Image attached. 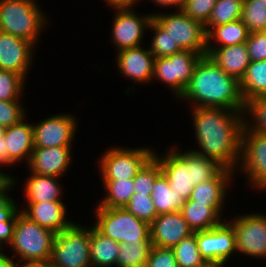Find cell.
Masks as SVG:
<instances>
[{
  "mask_svg": "<svg viewBox=\"0 0 266 267\" xmlns=\"http://www.w3.org/2000/svg\"><path fill=\"white\" fill-rule=\"evenodd\" d=\"M192 109L196 139L203 150L192 151L234 172L241 159L243 111L220 107Z\"/></svg>",
  "mask_w": 266,
  "mask_h": 267,
  "instance_id": "6da1fadb",
  "label": "cell"
},
{
  "mask_svg": "<svg viewBox=\"0 0 266 267\" xmlns=\"http://www.w3.org/2000/svg\"><path fill=\"white\" fill-rule=\"evenodd\" d=\"M194 107H220L244 111L240 82L226 74L208 55L197 62L192 78L180 96Z\"/></svg>",
  "mask_w": 266,
  "mask_h": 267,
  "instance_id": "7a4b0ae2",
  "label": "cell"
},
{
  "mask_svg": "<svg viewBox=\"0 0 266 267\" xmlns=\"http://www.w3.org/2000/svg\"><path fill=\"white\" fill-rule=\"evenodd\" d=\"M167 152L162 158L153 152V157L158 161L162 173L168 179L170 188L185 200L190 198L196 185L212 179L223 168L216 161L192 150L180 152V150L171 148Z\"/></svg>",
  "mask_w": 266,
  "mask_h": 267,
  "instance_id": "3957f363",
  "label": "cell"
},
{
  "mask_svg": "<svg viewBox=\"0 0 266 267\" xmlns=\"http://www.w3.org/2000/svg\"><path fill=\"white\" fill-rule=\"evenodd\" d=\"M35 0H0V31L34 45L48 23Z\"/></svg>",
  "mask_w": 266,
  "mask_h": 267,
  "instance_id": "277c9868",
  "label": "cell"
},
{
  "mask_svg": "<svg viewBox=\"0 0 266 267\" xmlns=\"http://www.w3.org/2000/svg\"><path fill=\"white\" fill-rule=\"evenodd\" d=\"M56 233L40 226L21 211L17 215L12 243L9 245L21 262L50 260Z\"/></svg>",
  "mask_w": 266,
  "mask_h": 267,
  "instance_id": "5b68a950",
  "label": "cell"
},
{
  "mask_svg": "<svg viewBox=\"0 0 266 267\" xmlns=\"http://www.w3.org/2000/svg\"><path fill=\"white\" fill-rule=\"evenodd\" d=\"M94 227L117 243L151 241L150 224L138 219L125 208L97 206Z\"/></svg>",
  "mask_w": 266,
  "mask_h": 267,
  "instance_id": "8992f818",
  "label": "cell"
},
{
  "mask_svg": "<svg viewBox=\"0 0 266 267\" xmlns=\"http://www.w3.org/2000/svg\"><path fill=\"white\" fill-rule=\"evenodd\" d=\"M50 260L61 267H92L89 229L74 222L56 233Z\"/></svg>",
  "mask_w": 266,
  "mask_h": 267,
  "instance_id": "52a82bcc",
  "label": "cell"
},
{
  "mask_svg": "<svg viewBox=\"0 0 266 267\" xmlns=\"http://www.w3.org/2000/svg\"><path fill=\"white\" fill-rule=\"evenodd\" d=\"M153 19L167 31L174 43H177L183 51L207 55V33L202 23L192 19L182 10L173 14L154 13Z\"/></svg>",
  "mask_w": 266,
  "mask_h": 267,
  "instance_id": "ba28073f",
  "label": "cell"
},
{
  "mask_svg": "<svg viewBox=\"0 0 266 267\" xmlns=\"http://www.w3.org/2000/svg\"><path fill=\"white\" fill-rule=\"evenodd\" d=\"M202 55L194 51H181L168 57L154 60V75L174 91L178 98L192 78L194 68Z\"/></svg>",
  "mask_w": 266,
  "mask_h": 267,
  "instance_id": "9c48e42d",
  "label": "cell"
},
{
  "mask_svg": "<svg viewBox=\"0 0 266 267\" xmlns=\"http://www.w3.org/2000/svg\"><path fill=\"white\" fill-rule=\"evenodd\" d=\"M149 148H110L99 160L102 180L132 179L153 156Z\"/></svg>",
  "mask_w": 266,
  "mask_h": 267,
  "instance_id": "30bf717a",
  "label": "cell"
},
{
  "mask_svg": "<svg viewBox=\"0 0 266 267\" xmlns=\"http://www.w3.org/2000/svg\"><path fill=\"white\" fill-rule=\"evenodd\" d=\"M233 219L229 223L234 228L236 250L247 256L266 258V215L254 213Z\"/></svg>",
  "mask_w": 266,
  "mask_h": 267,
  "instance_id": "8fae6325",
  "label": "cell"
},
{
  "mask_svg": "<svg viewBox=\"0 0 266 267\" xmlns=\"http://www.w3.org/2000/svg\"><path fill=\"white\" fill-rule=\"evenodd\" d=\"M196 241L201 257L221 266L237 251L234 228L227 221L208 230L196 231Z\"/></svg>",
  "mask_w": 266,
  "mask_h": 267,
  "instance_id": "7c38bea8",
  "label": "cell"
},
{
  "mask_svg": "<svg viewBox=\"0 0 266 267\" xmlns=\"http://www.w3.org/2000/svg\"><path fill=\"white\" fill-rule=\"evenodd\" d=\"M239 168L258 190L266 189V135L255 131L242 132Z\"/></svg>",
  "mask_w": 266,
  "mask_h": 267,
  "instance_id": "4fadbf2b",
  "label": "cell"
},
{
  "mask_svg": "<svg viewBox=\"0 0 266 267\" xmlns=\"http://www.w3.org/2000/svg\"><path fill=\"white\" fill-rule=\"evenodd\" d=\"M112 8L117 12L112 23V42L116 44L117 52L141 46L144 30L149 27L153 14L139 16L131 6Z\"/></svg>",
  "mask_w": 266,
  "mask_h": 267,
  "instance_id": "5bb4252c",
  "label": "cell"
},
{
  "mask_svg": "<svg viewBox=\"0 0 266 267\" xmlns=\"http://www.w3.org/2000/svg\"><path fill=\"white\" fill-rule=\"evenodd\" d=\"M76 123L74 116L58 114L33 124L34 148L72 146Z\"/></svg>",
  "mask_w": 266,
  "mask_h": 267,
  "instance_id": "9a60e30c",
  "label": "cell"
},
{
  "mask_svg": "<svg viewBox=\"0 0 266 267\" xmlns=\"http://www.w3.org/2000/svg\"><path fill=\"white\" fill-rule=\"evenodd\" d=\"M33 48V43L0 31V70L17 73L25 80Z\"/></svg>",
  "mask_w": 266,
  "mask_h": 267,
  "instance_id": "2e32d148",
  "label": "cell"
},
{
  "mask_svg": "<svg viewBox=\"0 0 266 267\" xmlns=\"http://www.w3.org/2000/svg\"><path fill=\"white\" fill-rule=\"evenodd\" d=\"M192 233L194 232L180 211L157 215L150 224V239L153 246L173 248Z\"/></svg>",
  "mask_w": 266,
  "mask_h": 267,
  "instance_id": "e0dca14e",
  "label": "cell"
},
{
  "mask_svg": "<svg viewBox=\"0 0 266 267\" xmlns=\"http://www.w3.org/2000/svg\"><path fill=\"white\" fill-rule=\"evenodd\" d=\"M117 66L122 75L145 84L153 79L155 57L142 46L124 49L117 54Z\"/></svg>",
  "mask_w": 266,
  "mask_h": 267,
  "instance_id": "ac0fdd59",
  "label": "cell"
},
{
  "mask_svg": "<svg viewBox=\"0 0 266 267\" xmlns=\"http://www.w3.org/2000/svg\"><path fill=\"white\" fill-rule=\"evenodd\" d=\"M71 146L34 148L28 167L30 173L46 176H62L71 161Z\"/></svg>",
  "mask_w": 266,
  "mask_h": 267,
  "instance_id": "d6986e66",
  "label": "cell"
},
{
  "mask_svg": "<svg viewBox=\"0 0 266 267\" xmlns=\"http://www.w3.org/2000/svg\"><path fill=\"white\" fill-rule=\"evenodd\" d=\"M28 208L21 212L42 227L60 233L73 222L66 219V208L62 201L27 202Z\"/></svg>",
  "mask_w": 266,
  "mask_h": 267,
  "instance_id": "ffe728a7",
  "label": "cell"
},
{
  "mask_svg": "<svg viewBox=\"0 0 266 267\" xmlns=\"http://www.w3.org/2000/svg\"><path fill=\"white\" fill-rule=\"evenodd\" d=\"M4 138L8 151V165L24 160V158L29 163L34 149L33 124H28L24 118L21 122L7 127Z\"/></svg>",
  "mask_w": 266,
  "mask_h": 267,
  "instance_id": "44dd1931",
  "label": "cell"
},
{
  "mask_svg": "<svg viewBox=\"0 0 266 267\" xmlns=\"http://www.w3.org/2000/svg\"><path fill=\"white\" fill-rule=\"evenodd\" d=\"M207 55L226 74L236 78L239 82L250 63L245 43L220 48H207Z\"/></svg>",
  "mask_w": 266,
  "mask_h": 267,
  "instance_id": "7402d4cb",
  "label": "cell"
},
{
  "mask_svg": "<svg viewBox=\"0 0 266 267\" xmlns=\"http://www.w3.org/2000/svg\"><path fill=\"white\" fill-rule=\"evenodd\" d=\"M232 170L222 168L212 179L196 185L189 200L205 204L206 206H223L226 198V188L231 183Z\"/></svg>",
  "mask_w": 266,
  "mask_h": 267,
  "instance_id": "603a6c76",
  "label": "cell"
},
{
  "mask_svg": "<svg viewBox=\"0 0 266 267\" xmlns=\"http://www.w3.org/2000/svg\"><path fill=\"white\" fill-rule=\"evenodd\" d=\"M223 206H206L193 200H186L180 212L188 226L195 231L208 230L223 222Z\"/></svg>",
  "mask_w": 266,
  "mask_h": 267,
  "instance_id": "cb8c5ba5",
  "label": "cell"
},
{
  "mask_svg": "<svg viewBox=\"0 0 266 267\" xmlns=\"http://www.w3.org/2000/svg\"><path fill=\"white\" fill-rule=\"evenodd\" d=\"M120 243L90 228V261L92 267L116 266Z\"/></svg>",
  "mask_w": 266,
  "mask_h": 267,
  "instance_id": "d4e9b609",
  "label": "cell"
},
{
  "mask_svg": "<svg viewBox=\"0 0 266 267\" xmlns=\"http://www.w3.org/2000/svg\"><path fill=\"white\" fill-rule=\"evenodd\" d=\"M25 183L27 202L61 201V187L56 176L31 173Z\"/></svg>",
  "mask_w": 266,
  "mask_h": 267,
  "instance_id": "484cf974",
  "label": "cell"
},
{
  "mask_svg": "<svg viewBox=\"0 0 266 267\" xmlns=\"http://www.w3.org/2000/svg\"><path fill=\"white\" fill-rule=\"evenodd\" d=\"M249 30L241 19L214 26L207 33V48H220L245 43L249 37ZM215 40L217 46H213L211 41ZM211 43V44H210ZM219 43V44H218Z\"/></svg>",
  "mask_w": 266,
  "mask_h": 267,
  "instance_id": "4316f807",
  "label": "cell"
},
{
  "mask_svg": "<svg viewBox=\"0 0 266 267\" xmlns=\"http://www.w3.org/2000/svg\"><path fill=\"white\" fill-rule=\"evenodd\" d=\"M150 196L157 215L180 211L186 201L170 188L163 173L155 180Z\"/></svg>",
  "mask_w": 266,
  "mask_h": 267,
  "instance_id": "83f0119b",
  "label": "cell"
},
{
  "mask_svg": "<svg viewBox=\"0 0 266 267\" xmlns=\"http://www.w3.org/2000/svg\"><path fill=\"white\" fill-rule=\"evenodd\" d=\"M243 100L266 96V60L250 61L243 78L240 80Z\"/></svg>",
  "mask_w": 266,
  "mask_h": 267,
  "instance_id": "f1b7e54d",
  "label": "cell"
},
{
  "mask_svg": "<svg viewBox=\"0 0 266 267\" xmlns=\"http://www.w3.org/2000/svg\"><path fill=\"white\" fill-rule=\"evenodd\" d=\"M152 246L151 241L120 243L116 267H145Z\"/></svg>",
  "mask_w": 266,
  "mask_h": 267,
  "instance_id": "f546056e",
  "label": "cell"
},
{
  "mask_svg": "<svg viewBox=\"0 0 266 267\" xmlns=\"http://www.w3.org/2000/svg\"><path fill=\"white\" fill-rule=\"evenodd\" d=\"M103 184L107 194L98 206L104 208H124L128 204L130 196L134 193L133 178L103 180Z\"/></svg>",
  "mask_w": 266,
  "mask_h": 267,
  "instance_id": "4dcf8cb0",
  "label": "cell"
},
{
  "mask_svg": "<svg viewBox=\"0 0 266 267\" xmlns=\"http://www.w3.org/2000/svg\"><path fill=\"white\" fill-rule=\"evenodd\" d=\"M244 0H217L205 25L206 33L214 26L241 19Z\"/></svg>",
  "mask_w": 266,
  "mask_h": 267,
  "instance_id": "1f68e13d",
  "label": "cell"
},
{
  "mask_svg": "<svg viewBox=\"0 0 266 267\" xmlns=\"http://www.w3.org/2000/svg\"><path fill=\"white\" fill-rule=\"evenodd\" d=\"M249 32L266 31V4L263 0H244L241 16Z\"/></svg>",
  "mask_w": 266,
  "mask_h": 267,
  "instance_id": "d6a6232c",
  "label": "cell"
},
{
  "mask_svg": "<svg viewBox=\"0 0 266 267\" xmlns=\"http://www.w3.org/2000/svg\"><path fill=\"white\" fill-rule=\"evenodd\" d=\"M149 28L154 31V37L149 48L151 54L156 58L168 57L175 53L183 51L167 31L164 30L154 19H152Z\"/></svg>",
  "mask_w": 266,
  "mask_h": 267,
  "instance_id": "836d02e7",
  "label": "cell"
},
{
  "mask_svg": "<svg viewBox=\"0 0 266 267\" xmlns=\"http://www.w3.org/2000/svg\"><path fill=\"white\" fill-rule=\"evenodd\" d=\"M172 249L175 253L178 267H192L199 265L205 261L201 257L197 246L196 231L190 236L182 239Z\"/></svg>",
  "mask_w": 266,
  "mask_h": 267,
  "instance_id": "e575fe53",
  "label": "cell"
},
{
  "mask_svg": "<svg viewBox=\"0 0 266 267\" xmlns=\"http://www.w3.org/2000/svg\"><path fill=\"white\" fill-rule=\"evenodd\" d=\"M162 174L158 161L152 156L137 172L133 178L134 193L151 194L155 180Z\"/></svg>",
  "mask_w": 266,
  "mask_h": 267,
  "instance_id": "d590c367",
  "label": "cell"
},
{
  "mask_svg": "<svg viewBox=\"0 0 266 267\" xmlns=\"http://www.w3.org/2000/svg\"><path fill=\"white\" fill-rule=\"evenodd\" d=\"M245 112H250L254 125L248 123L249 120L246 121V118H244L243 131H255L266 135V96H258L247 100L243 113Z\"/></svg>",
  "mask_w": 266,
  "mask_h": 267,
  "instance_id": "8d00e7d4",
  "label": "cell"
},
{
  "mask_svg": "<svg viewBox=\"0 0 266 267\" xmlns=\"http://www.w3.org/2000/svg\"><path fill=\"white\" fill-rule=\"evenodd\" d=\"M124 208L138 219L149 224H151L157 216L150 194L140 195L133 193L130 196L128 204Z\"/></svg>",
  "mask_w": 266,
  "mask_h": 267,
  "instance_id": "74e56055",
  "label": "cell"
},
{
  "mask_svg": "<svg viewBox=\"0 0 266 267\" xmlns=\"http://www.w3.org/2000/svg\"><path fill=\"white\" fill-rule=\"evenodd\" d=\"M25 80L17 73L0 70V100H19Z\"/></svg>",
  "mask_w": 266,
  "mask_h": 267,
  "instance_id": "f35d334b",
  "label": "cell"
},
{
  "mask_svg": "<svg viewBox=\"0 0 266 267\" xmlns=\"http://www.w3.org/2000/svg\"><path fill=\"white\" fill-rule=\"evenodd\" d=\"M216 1L217 0H184L181 10L189 17L199 21L205 26L211 16Z\"/></svg>",
  "mask_w": 266,
  "mask_h": 267,
  "instance_id": "ab89813d",
  "label": "cell"
},
{
  "mask_svg": "<svg viewBox=\"0 0 266 267\" xmlns=\"http://www.w3.org/2000/svg\"><path fill=\"white\" fill-rule=\"evenodd\" d=\"M24 117L25 111L19 100H0V125L10 127L21 122Z\"/></svg>",
  "mask_w": 266,
  "mask_h": 267,
  "instance_id": "60d3db41",
  "label": "cell"
},
{
  "mask_svg": "<svg viewBox=\"0 0 266 267\" xmlns=\"http://www.w3.org/2000/svg\"><path fill=\"white\" fill-rule=\"evenodd\" d=\"M145 267H178L173 249L152 246Z\"/></svg>",
  "mask_w": 266,
  "mask_h": 267,
  "instance_id": "b9f144b4",
  "label": "cell"
},
{
  "mask_svg": "<svg viewBox=\"0 0 266 267\" xmlns=\"http://www.w3.org/2000/svg\"><path fill=\"white\" fill-rule=\"evenodd\" d=\"M245 44L250 61L266 60V31L251 32Z\"/></svg>",
  "mask_w": 266,
  "mask_h": 267,
  "instance_id": "7bdbcfd3",
  "label": "cell"
},
{
  "mask_svg": "<svg viewBox=\"0 0 266 267\" xmlns=\"http://www.w3.org/2000/svg\"><path fill=\"white\" fill-rule=\"evenodd\" d=\"M7 191L9 190L0 193V222L17 221V215L20 212Z\"/></svg>",
  "mask_w": 266,
  "mask_h": 267,
  "instance_id": "ee69618b",
  "label": "cell"
},
{
  "mask_svg": "<svg viewBox=\"0 0 266 267\" xmlns=\"http://www.w3.org/2000/svg\"><path fill=\"white\" fill-rule=\"evenodd\" d=\"M15 224L16 221L0 222V249L4 243L9 245L12 243Z\"/></svg>",
  "mask_w": 266,
  "mask_h": 267,
  "instance_id": "f6af8a7d",
  "label": "cell"
},
{
  "mask_svg": "<svg viewBox=\"0 0 266 267\" xmlns=\"http://www.w3.org/2000/svg\"><path fill=\"white\" fill-rule=\"evenodd\" d=\"M15 180L13 177H10L8 174H5L0 171V193L10 190L14 186Z\"/></svg>",
  "mask_w": 266,
  "mask_h": 267,
  "instance_id": "bcb514c9",
  "label": "cell"
},
{
  "mask_svg": "<svg viewBox=\"0 0 266 267\" xmlns=\"http://www.w3.org/2000/svg\"><path fill=\"white\" fill-rule=\"evenodd\" d=\"M0 164L8 165V151L4 135L0 136Z\"/></svg>",
  "mask_w": 266,
  "mask_h": 267,
  "instance_id": "7dc6e473",
  "label": "cell"
},
{
  "mask_svg": "<svg viewBox=\"0 0 266 267\" xmlns=\"http://www.w3.org/2000/svg\"><path fill=\"white\" fill-rule=\"evenodd\" d=\"M153 1L160 6H175L178 10H181L184 4V0H152V2Z\"/></svg>",
  "mask_w": 266,
  "mask_h": 267,
  "instance_id": "c3c4849f",
  "label": "cell"
},
{
  "mask_svg": "<svg viewBox=\"0 0 266 267\" xmlns=\"http://www.w3.org/2000/svg\"><path fill=\"white\" fill-rule=\"evenodd\" d=\"M107 1V5H110V7H124V6H133L136 5L135 3L138 2V0H105Z\"/></svg>",
  "mask_w": 266,
  "mask_h": 267,
  "instance_id": "681fc988",
  "label": "cell"
},
{
  "mask_svg": "<svg viewBox=\"0 0 266 267\" xmlns=\"http://www.w3.org/2000/svg\"><path fill=\"white\" fill-rule=\"evenodd\" d=\"M14 260L9 256L5 255L0 249V267H12Z\"/></svg>",
  "mask_w": 266,
  "mask_h": 267,
  "instance_id": "f907efd6",
  "label": "cell"
},
{
  "mask_svg": "<svg viewBox=\"0 0 266 267\" xmlns=\"http://www.w3.org/2000/svg\"><path fill=\"white\" fill-rule=\"evenodd\" d=\"M13 262L12 267H41V263L39 262Z\"/></svg>",
  "mask_w": 266,
  "mask_h": 267,
  "instance_id": "816d5d0a",
  "label": "cell"
},
{
  "mask_svg": "<svg viewBox=\"0 0 266 267\" xmlns=\"http://www.w3.org/2000/svg\"><path fill=\"white\" fill-rule=\"evenodd\" d=\"M192 267H223V266L210 262V261H204L203 263L196 265V266H192Z\"/></svg>",
  "mask_w": 266,
  "mask_h": 267,
  "instance_id": "f5cc1de1",
  "label": "cell"
},
{
  "mask_svg": "<svg viewBox=\"0 0 266 267\" xmlns=\"http://www.w3.org/2000/svg\"><path fill=\"white\" fill-rule=\"evenodd\" d=\"M41 267H61V266L56 265L51 260H48V261L41 263Z\"/></svg>",
  "mask_w": 266,
  "mask_h": 267,
  "instance_id": "db71d44e",
  "label": "cell"
},
{
  "mask_svg": "<svg viewBox=\"0 0 266 267\" xmlns=\"http://www.w3.org/2000/svg\"><path fill=\"white\" fill-rule=\"evenodd\" d=\"M5 129L4 126L0 125V136L4 135Z\"/></svg>",
  "mask_w": 266,
  "mask_h": 267,
  "instance_id": "11a10c76",
  "label": "cell"
}]
</instances>
